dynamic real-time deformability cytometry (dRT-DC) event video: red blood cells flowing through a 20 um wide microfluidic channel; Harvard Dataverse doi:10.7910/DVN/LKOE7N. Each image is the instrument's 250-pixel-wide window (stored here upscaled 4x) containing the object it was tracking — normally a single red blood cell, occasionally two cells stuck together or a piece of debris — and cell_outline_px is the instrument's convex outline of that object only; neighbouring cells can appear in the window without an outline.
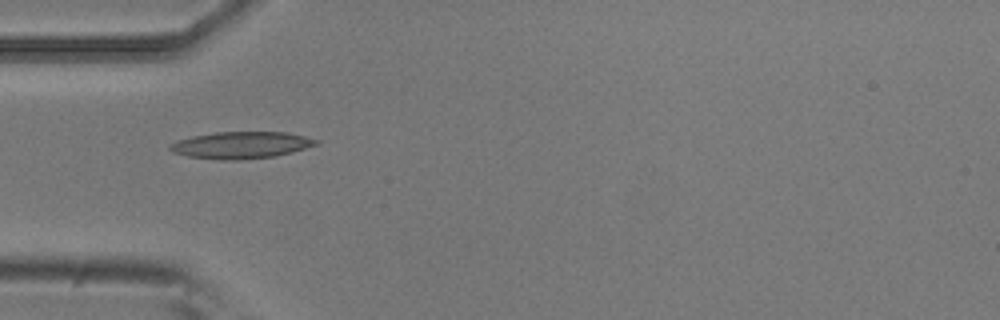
{"species": "common noctule bat (a hibernating species)", "species_latin": "Nyctalus noctula", "temperature_condition": "room temperature", "stored_images_in_passage": 3, "camera_frame_rate_fps": 3000, "um_per_image_px": 0.085, "animal": {"sex": "male", "body_mass_g": 20.5, "forearm_length_mm": 52.5}, "frame": {"image": 1, "passage_image": 3, "time_ms": 0.667, "image_size_px": [1000, 320], "cell_outline_px": [[320, 144], [292, 152], [276, 156], [240, 160], [220, 160], [188, 156], [172, 152], [168, 148], [168, 144], [176, 140], [192, 136], [216, 132], [288, 132], [320, 140]], "centroid_in_image_um": [20.49, 12.33], "position_along_channel_um": 64.5, "area_um2": 23.12}}